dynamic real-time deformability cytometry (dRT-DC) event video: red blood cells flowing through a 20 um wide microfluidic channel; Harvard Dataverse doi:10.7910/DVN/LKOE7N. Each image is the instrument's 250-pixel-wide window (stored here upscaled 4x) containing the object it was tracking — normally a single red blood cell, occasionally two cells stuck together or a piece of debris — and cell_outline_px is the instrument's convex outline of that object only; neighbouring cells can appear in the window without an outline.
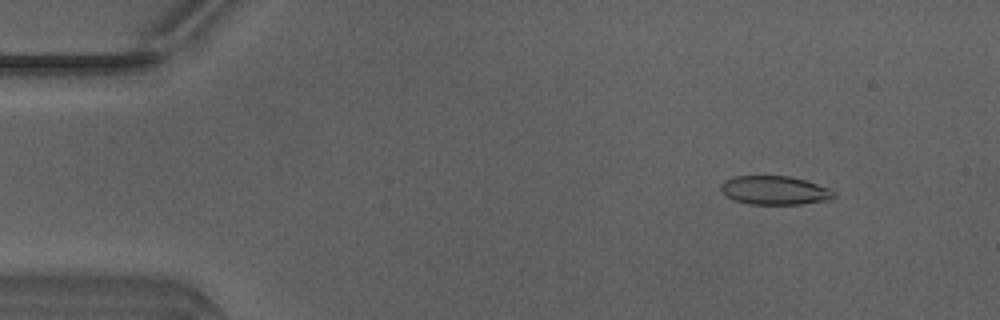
{"species": "Egyptian fruit bat (a non-hibernating species)", "species_latin": "Rousettus aegyptiacus", "temperature_condition": "warm", "stored_images_in_passage": 11, "camera_frame_rate_fps": 3000, "um_per_image_px": 0.085, "animal": {"sex": "male"}, "frame": {"image": 1, "passage_image": 5, "time_ms": 1.333, "image_size_px": [1000, 320], "cell_outline_px": [[836, 196], [832, 200], [800, 204], [748, 204], [736, 200], [728, 196], [720, 188], [720, 184], [724, 180], [736, 176], [788, 176], [804, 180], [832, 188], [836, 192]], "centroid_in_image_um": [65.92, 16.18], "position_along_channel_um": 19.1, "area_um2": 19.02}}